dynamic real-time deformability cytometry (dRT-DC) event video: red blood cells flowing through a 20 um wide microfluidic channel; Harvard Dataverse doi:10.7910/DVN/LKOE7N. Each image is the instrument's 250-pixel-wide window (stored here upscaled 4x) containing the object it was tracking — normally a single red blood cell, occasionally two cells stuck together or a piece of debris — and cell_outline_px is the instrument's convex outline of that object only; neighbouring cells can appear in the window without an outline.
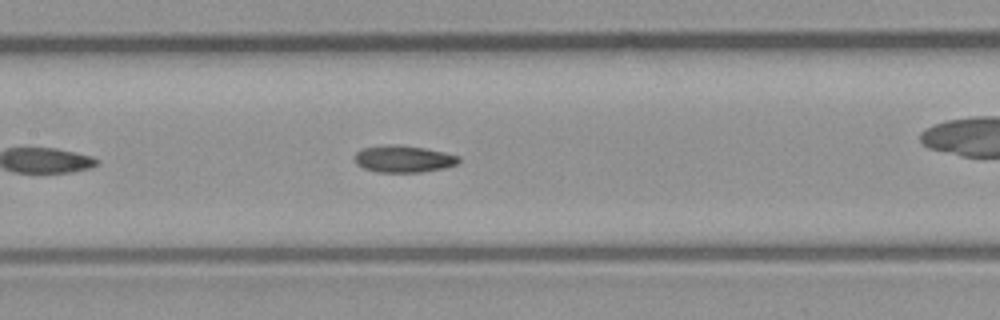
{"species": "common noctule bat (a hibernating species)", "species_latin": "Nyctalus noctula", "temperature_condition": "room temperature", "stored_images_in_passage": 19, "camera_frame_rate_fps": 3000, "um_per_image_px": 0.085, "animal": {"sex": "male", "body_mass_g": 23.1, "forearm_length_mm": 52.7}, "frame": {"image": 1, "passage_image": 6, "time_ms": 1.667, "image_size_px": [1000, 320], "cell_outline_px": [[460, 164], [444, 168], [424, 172], [376, 172], [364, 168], [356, 164], [356, 152], [364, 148], [388, 144], [424, 148], [444, 152], [460, 156]], "centroid_in_image_um": [34.35, 13.52], "position_along_channel_um": 173.1, "area_um2": 16.3}}